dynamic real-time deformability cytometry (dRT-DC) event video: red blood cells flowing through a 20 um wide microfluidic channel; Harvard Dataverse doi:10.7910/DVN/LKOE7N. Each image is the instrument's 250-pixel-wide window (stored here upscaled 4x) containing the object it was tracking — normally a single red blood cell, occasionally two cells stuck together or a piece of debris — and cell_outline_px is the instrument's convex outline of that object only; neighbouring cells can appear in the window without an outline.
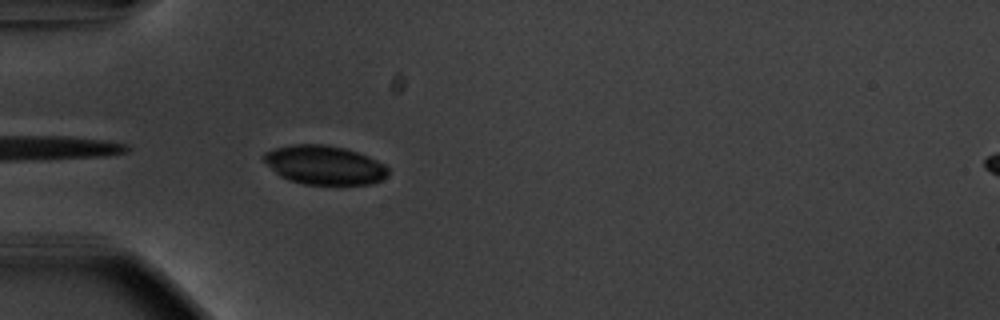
{"species": "common noctule bat (a hibernating species)", "species_latin": "Nyctalus noctula", "temperature_condition": "warm", "stored_images_in_passage": 25, "camera_frame_rate_fps": 3000, "um_per_image_px": 0.085, "animal": {"sex": "male", "body_mass_g": 20.1, "forearm_length_mm": 53.5}, "frame": {"image": 1, "passage_image": 1, "time_ms": 0.0, "image_size_px": [1000, 320], "cell_outline_px": [[388, 176], [372, 184], [304, 184], [288, 180], [280, 176], [260, 156], [264, 152], [276, 148], [292, 144], [324, 144], [344, 148], [368, 156], [384, 164], [388, 168]], "centroid_in_image_um": [27.56, 14.02], "position_along_channel_um": 57.4, "area_um2": 28.15}}